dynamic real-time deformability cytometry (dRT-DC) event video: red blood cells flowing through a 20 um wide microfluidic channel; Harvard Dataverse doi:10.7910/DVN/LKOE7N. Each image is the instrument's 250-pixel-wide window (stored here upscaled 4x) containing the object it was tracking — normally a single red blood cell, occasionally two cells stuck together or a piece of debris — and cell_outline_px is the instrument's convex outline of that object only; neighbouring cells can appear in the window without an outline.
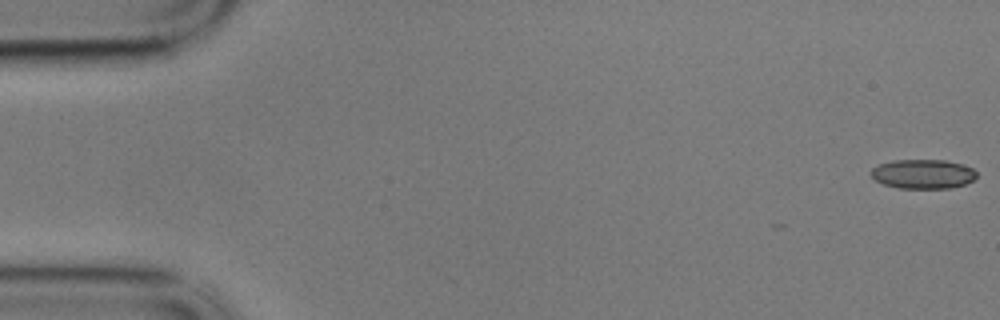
{"species": "common noctule bat (a hibernating species)", "species_latin": "Nyctalus noctula", "temperature_condition": "cold", "stored_images_in_passage": 12, "camera_frame_rate_fps": 3000, "um_per_image_px": 0.085, "animal": {"sex": "male", "body_mass_g": 17.9}, "frame": {"image": 1, "passage_image": 1, "time_ms": 0.0, "image_size_px": [1000, 320], "cell_outline_px": [[976, 176], [972, 180], [964, 184], [952, 188], [900, 188], [884, 184], [876, 180], [872, 176], [872, 168], [880, 164], [892, 160], [944, 160], [960, 164], [972, 168], [976, 172]], "centroid_in_image_um": [78.45, 14.79], "position_along_channel_um": 6.5, "area_um2": 17.8}}